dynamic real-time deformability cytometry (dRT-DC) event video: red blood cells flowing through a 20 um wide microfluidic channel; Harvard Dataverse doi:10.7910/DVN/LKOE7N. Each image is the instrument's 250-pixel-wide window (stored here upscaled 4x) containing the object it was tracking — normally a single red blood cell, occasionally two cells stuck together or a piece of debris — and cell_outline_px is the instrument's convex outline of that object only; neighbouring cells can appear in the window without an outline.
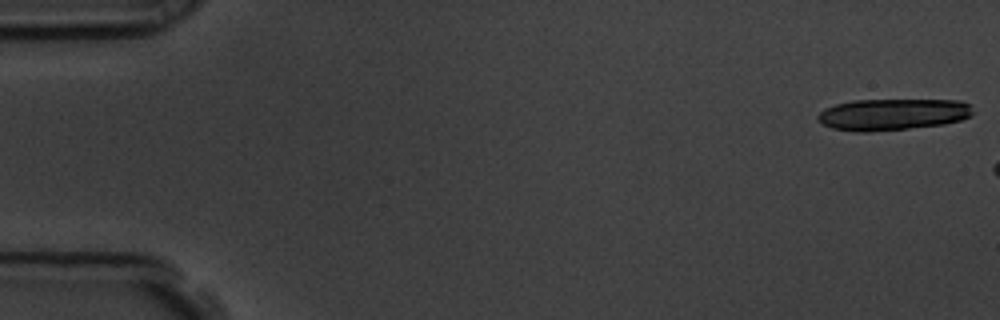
{"species": "common noctule bat (a hibernating species)", "species_latin": "Nyctalus noctula", "temperature_condition": "room temperature", "stored_images_in_passage": 7, "camera_frame_rate_fps": 3000, "um_per_image_px": 0.085, "animal": {"sex": "male", "body_mass_g": 19.5, "forearm_length_mm": 54.6}, "frame": {"image": 1, "passage_image": 1, "time_ms": 0.0, "image_size_px": [1000, 320], "cell_outline_px": [[972, 116], [960, 120], [944, 124], [908, 128], [868, 132], [856, 132], [832, 128], [816, 120], [816, 116], [824, 108], [836, 104], [852, 100], [960, 100], [968, 104], [972, 112]], "centroid_in_image_um": [75.83, 9.72], "position_along_channel_um": 9.2, "area_um2": 28.5}}